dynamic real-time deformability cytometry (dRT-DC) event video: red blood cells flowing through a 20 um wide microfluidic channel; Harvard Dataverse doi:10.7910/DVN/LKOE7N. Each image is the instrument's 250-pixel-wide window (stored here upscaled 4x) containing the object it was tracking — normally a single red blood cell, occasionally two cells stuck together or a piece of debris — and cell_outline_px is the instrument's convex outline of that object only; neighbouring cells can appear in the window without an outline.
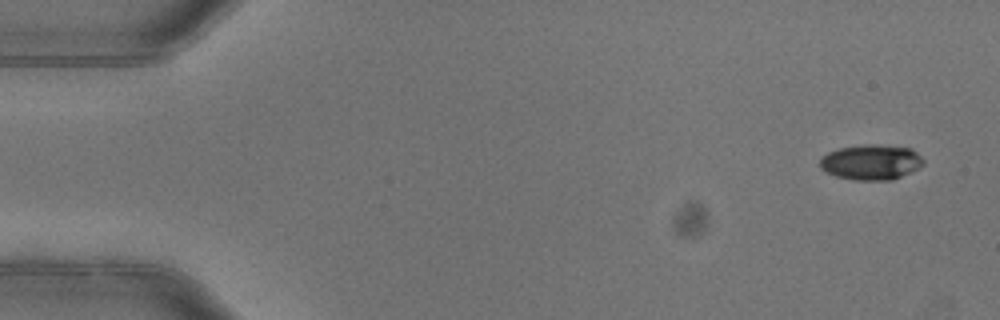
{"species": "common noctule bat (a hibernating species)", "species_latin": "Nyctalus noctula", "temperature_condition": "warm", "stored_images_in_passage": 6, "camera_frame_rate_fps": 3000, "um_per_image_px": 0.085, "animal": {"sex": "female"}, "frame": {"image": 1, "passage_image": 1, "time_ms": 0.0, "image_size_px": [1000, 320], "cell_outline_px": [[924, 164], [892, 180], [852, 180], [836, 176], [820, 168], [820, 160], [828, 152], [840, 148], [864, 144], [876, 144], [912, 148], [924, 160]], "centroid_in_image_um": [74.04, 13.77], "position_along_channel_um": 11.0, "area_um2": 21.1}}
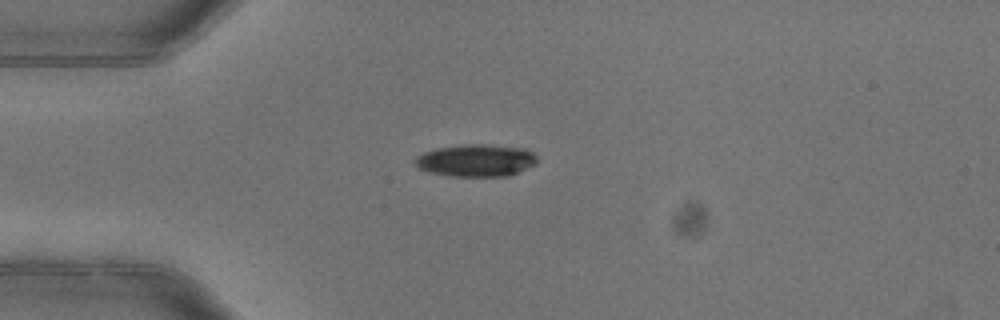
{"frame": {"image": 2, "passage_image": 4, "time_ms": 1.0, "image_size_px": [1000, 320], "cell_outline_px": [[536, 164], [508, 176], [448, 176], [416, 168], [416, 156], [424, 152], [436, 148], [468, 144], [484, 144], [524, 148], [532, 152], [536, 156]], "centroid_in_image_um": [40.46, 13.63], "position_along_channel_um": 44.5, "area_um2": 22.83}}
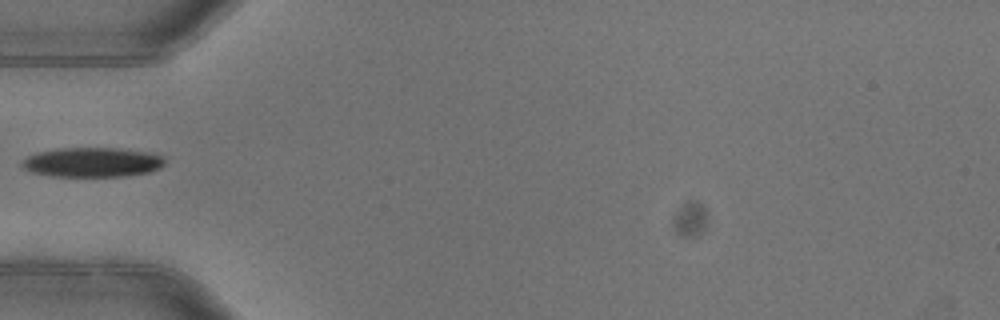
{"frame": {"image": 3, "passage_image": 5, "time_ms": 1.333, "image_size_px": [1000, 320], "cell_outline_px": [[164, 164], [160, 168], [152, 172], [124, 176], [52, 176], [32, 172], [24, 168], [20, 164], [28, 156], [40, 152], [60, 148], [120, 148], [148, 152], [164, 156]], "centroid_in_image_um": [7.9, 13.79], "position_along_channel_um": 77.1, "area_um2": 24.57}}